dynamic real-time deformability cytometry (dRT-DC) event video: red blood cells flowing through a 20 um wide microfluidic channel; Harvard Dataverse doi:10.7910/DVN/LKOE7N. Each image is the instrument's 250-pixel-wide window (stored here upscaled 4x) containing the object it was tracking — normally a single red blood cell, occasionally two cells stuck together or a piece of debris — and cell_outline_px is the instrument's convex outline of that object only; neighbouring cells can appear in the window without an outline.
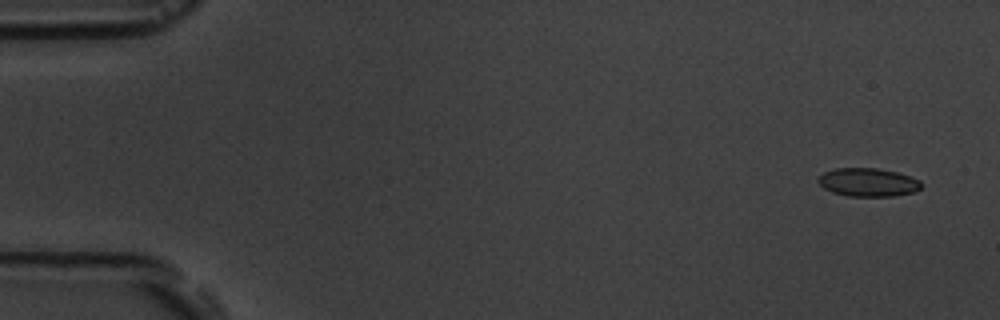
{"species": "common noctule bat (a hibernating species)", "species_latin": "Nyctalus noctula", "temperature_condition": "room temperature", "stored_images_in_passage": 5, "camera_frame_rate_fps": 3000, "um_per_image_px": 0.085, "animal": {"sex": "male", "body_mass_g": 19.5, "forearm_length_mm": 54.6}, "frame": {"image": 1, "passage_image": 1, "time_ms": 0.0, "image_size_px": [1000, 320], "cell_outline_px": [[920, 188], [916, 192], [896, 196], [848, 196], [832, 192], [824, 188], [816, 180], [824, 172], [836, 168], [876, 168], [896, 172], [920, 180]], "centroid_in_image_um": [73.78, 15.5], "position_along_channel_um": 11.2, "area_um2": 16.99}}
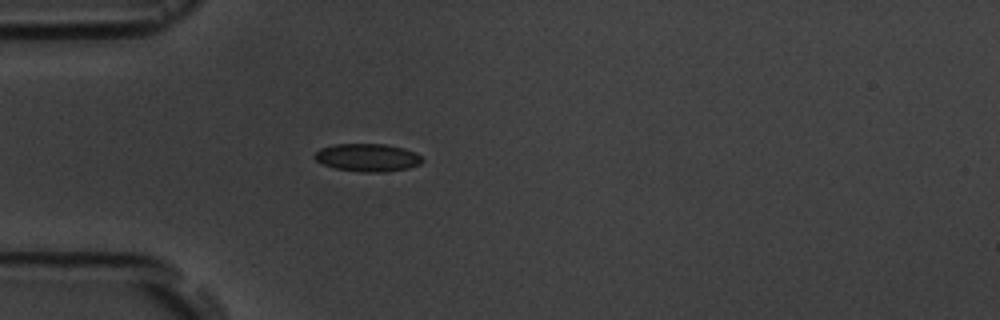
{"frame": {"image": 2, "passage_image": 5, "time_ms": 4.333, "image_size_px": [1000, 320], "cell_outline_px": [[424, 160], [420, 164], [408, 168], [384, 172], [360, 172], [336, 168], [324, 164], [316, 160], [312, 156], [320, 148], [336, 144], [384, 144], [404, 148], [416, 152]], "centroid_in_image_um": [31.25, 13.39], "position_along_channel_um": 53.7, "area_um2": 17.46}}